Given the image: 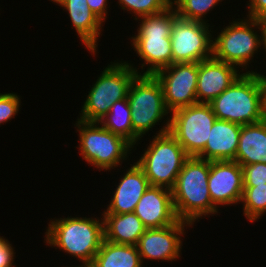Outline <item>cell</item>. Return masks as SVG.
<instances>
[{"label": "cell", "instance_id": "277c9868", "mask_svg": "<svg viewBox=\"0 0 266 267\" xmlns=\"http://www.w3.org/2000/svg\"><path fill=\"white\" fill-rule=\"evenodd\" d=\"M175 8L171 5L165 11L154 15L138 18L141 24L137 34L131 37L132 48L139 59L142 70L141 75H154L159 70L172 65L171 28L177 18Z\"/></svg>", "mask_w": 266, "mask_h": 267}, {"label": "cell", "instance_id": "9c48e42d", "mask_svg": "<svg viewBox=\"0 0 266 267\" xmlns=\"http://www.w3.org/2000/svg\"><path fill=\"white\" fill-rule=\"evenodd\" d=\"M127 99L132 112L134 147L144 134L171 113L166 108L162 86L154 75H137L129 87Z\"/></svg>", "mask_w": 266, "mask_h": 267}, {"label": "cell", "instance_id": "8992f818", "mask_svg": "<svg viewBox=\"0 0 266 267\" xmlns=\"http://www.w3.org/2000/svg\"><path fill=\"white\" fill-rule=\"evenodd\" d=\"M232 21L217 34V37L214 38L213 35L212 57L238 68L243 67L247 71L254 54L261 48L265 49L263 22L248 17Z\"/></svg>", "mask_w": 266, "mask_h": 267}, {"label": "cell", "instance_id": "44dd1931", "mask_svg": "<svg viewBox=\"0 0 266 267\" xmlns=\"http://www.w3.org/2000/svg\"><path fill=\"white\" fill-rule=\"evenodd\" d=\"M235 162L241 166L266 163V118L241 126Z\"/></svg>", "mask_w": 266, "mask_h": 267}, {"label": "cell", "instance_id": "3957f363", "mask_svg": "<svg viewBox=\"0 0 266 267\" xmlns=\"http://www.w3.org/2000/svg\"><path fill=\"white\" fill-rule=\"evenodd\" d=\"M45 236L48 246L78 258L82 265L92 264L104 241L103 218H51Z\"/></svg>", "mask_w": 266, "mask_h": 267}, {"label": "cell", "instance_id": "83f0119b", "mask_svg": "<svg viewBox=\"0 0 266 267\" xmlns=\"http://www.w3.org/2000/svg\"><path fill=\"white\" fill-rule=\"evenodd\" d=\"M243 181L244 187H255L257 185H265L266 183V163H254L244 165Z\"/></svg>", "mask_w": 266, "mask_h": 267}, {"label": "cell", "instance_id": "5b68a950", "mask_svg": "<svg viewBox=\"0 0 266 267\" xmlns=\"http://www.w3.org/2000/svg\"><path fill=\"white\" fill-rule=\"evenodd\" d=\"M169 117V118H168ZM150 141L136 162L144 171L150 185L172 189L184 162L189 158L183 147L169 132L170 116Z\"/></svg>", "mask_w": 266, "mask_h": 267}, {"label": "cell", "instance_id": "ffe728a7", "mask_svg": "<svg viewBox=\"0 0 266 267\" xmlns=\"http://www.w3.org/2000/svg\"><path fill=\"white\" fill-rule=\"evenodd\" d=\"M104 239L115 243L136 246L147 229L141 219L133 213H102Z\"/></svg>", "mask_w": 266, "mask_h": 267}, {"label": "cell", "instance_id": "9a60e30c", "mask_svg": "<svg viewBox=\"0 0 266 267\" xmlns=\"http://www.w3.org/2000/svg\"><path fill=\"white\" fill-rule=\"evenodd\" d=\"M235 65L209 58L198 63L197 103H211L242 73Z\"/></svg>", "mask_w": 266, "mask_h": 267}, {"label": "cell", "instance_id": "4fadbf2b", "mask_svg": "<svg viewBox=\"0 0 266 267\" xmlns=\"http://www.w3.org/2000/svg\"><path fill=\"white\" fill-rule=\"evenodd\" d=\"M191 226L185 221L178 220L175 224L163 228L146 229L136 245L142 263L145 259L165 262L177 260L182 253L181 237L186 233L184 228L187 230V227Z\"/></svg>", "mask_w": 266, "mask_h": 267}, {"label": "cell", "instance_id": "d6a6232c", "mask_svg": "<svg viewBox=\"0 0 266 267\" xmlns=\"http://www.w3.org/2000/svg\"><path fill=\"white\" fill-rule=\"evenodd\" d=\"M50 1V0H49ZM65 0H51V2L58 4L59 6L64 2Z\"/></svg>", "mask_w": 266, "mask_h": 267}, {"label": "cell", "instance_id": "4dcf8cb0", "mask_svg": "<svg viewBox=\"0 0 266 267\" xmlns=\"http://www.w3.org/2000/svg\"><path fill=\"white\" fill-rule=\"evenodd\" d=\"M91 11L104 23L108 14V0H86Z\"/></svg>", "mask_w": 266, "mask_h": 267}, {"label": "cell", "instance_id": "ac0fdd59", "mask_svg": "<svg viewBox=\"0 0 266 267\" xmlns=\"http://www.w3.org/2000/svg\"><path fill=\"white\" fill-rule=\"evenodd\" d=\"M240 124L216 119L204 150L197 156L203 160L234 161L241 131Z\"/></svg>", "mask_w": 266, "mask_h": 267}, {"label": "cell", "instance_id": "2e32d148", "mask_svg": "<svg viewBox=\"0 0 266 267\" xmlns=\"http://www.w3.org/2000/svg\"><path fill=\"white\" fill-rule=\"evenodd\" d=\"M134 213L147 229L163 228L179 220L171 190L160 186L150 185L137 203Z\"/></svg>", "mask_w": 266, "mask_h": 267}, {"label": "cell", "instance_id": "484cf974", "mask_svg": "<svg viewBox=\"0 0 266 267\" xmlns=\"http://www.w3.org/2000/svg\"><path fill=\"white\" fill-rule=\"evenodd\" d=\"M119 8L132 12L134 20L143 16L154 15L171 6V0H118Z\"/></svg>", "mask_w": 266, "mask_h": 267}, {"label": "cell", "instance_id": "7402d4cb", "mask_svg": "<svg viewBox=\"0 0 266 267\" xmlns=\"http://www.w3.org/2000/svg\"><path fill=\"white\" fill-rule=\"evenodd\" d=\"M134 245L115 244L104 239L91 265L93 267H142Z\"/></svg>", "mask_w": 266, "mask_h": 267}, {"label": "cell", "instance_id": "f546056e", "mask_svg": "<svg viewBox=\"0 0 266 267\" xmlns=\"http://www.w3.org/2000/svg\"><path fill=\"white\" fill-rule=\"evenodd\" d=\"M246 15L248 18L263 21L266 19V0H249Z\"/></svg>", "mask_w": 266, "mask_h": 267}, {"label": "cell", "instance_id": "8fae6325", "mask_svg": "<svg viewBox=\"0 0 266 267\" xmlns=\"http://www.w3.org/2000/svg\"><path fill=\"white\" fill-rule=\"evenodd\" d=\"M208 24L179 17L174 20L170 35L172 64L199 63L212 58L213 37L211 34L213 31L211 27L213 26Z\"/></svg>", "mask_w": 266, "mask_h": 267}, {"label": "cell", "instance_id": "7c38bea8", "mask_svg": "<svg viewBox=\"0 0 266 267\" xmlns=\"http://www.w3.org/2000/svg\"><path fill=\"white\" fill-rule=\"evenodd\" d=\"M170 113L197 103L198 62L174 63L154 74Z\"/></svg>", "mask_w": 266, "mask_h": 267}, {"label": "cell", "instance_id": "d4e9b609", "mask_svg": "<svg viewBox=\"0 0 266 267\" xmlns=\"http://www.w3.org/2000/svg\"><path fill=\"white\" fill-rule=\"evenodd\" d=\"M241 203L243 204V215L254 222L261 219L266 213V183L255 187H244Z\"/></svg>", "mask_w": 266, "mask_h": 267}, {"label": "cell", "instance_id": "5bb4252c", "mask_svg": "<svg viewBox=\"0 0 266 267\" xmlns=\"http://www.w3.org/2000/svg\"><path fill=\"white\" fill-rule=\"evenodd\" d=\"M208 188L217 208L240 204L244 190L242 166L235 161H211Z\"/></svg>", "mask_w": 266, "mask_h": 267}, {"label": "cell", "instance_id": "6da1fadb", "mask_svg": "<svg viewBox=\"0 0 266 267\" xmlns=\"http://www.w3.org/2000/svg\"><path fill=\"white\" fill-rule=\"evenodd\" d=\"M209 104L220 120L240 125L262 121L266 118V86L263 74L253 69L242 73Z\"/></svg>", "mask_w": 266, "mask_h": 267}, {"label": "cell", "instance_id": "603a6c76", "mask_svg": "<svg viewBox=\"0 0 266 267\" xmlns=\"http://www.w3.org/2000/svg\"><path fill=\"white\" fill-rule=\"evenodd\" d=\"M128 99L115 102L99 123L113 134L123 137L133 146V125Z\"/></svg>", "mask_w": 266, "mask_h": 267}, {"label": "cell", "instance_id": "4316f807", "mask_svg": "<svg viewBox=\"0 0 266 267\" xmlns=\"http://www.w3.org/2000/svg\"><path fill=\"white\" fill-rule=\"evenodd\" d=\"M21 97L16 93H0V125L15 118L21 105Z\"/></svg>", "mask_w": 266, "mask_h": 267}, {"label": "cell", "instance_id": "e0dca14e", "mask_svg": "<svg viewBox=\"0 0 266 267\" xmlns=\"http://www.w3.org/2000/svg\"><path fill=\"white\" fill-rule=\"evenodd\" d=\"M127 169L114 190L107 210L104 209L103 213H133L140 198L150 187L143 169L136 162Z\"/></svg>", "mask_w": 266, "mask_h": 267}, {"label": "cell", "instance_id": "f1b7e54d", "mask_svg": "<svg viewBox=\"0 0 266 267\" xmlns=\"http://www.w3.org/2000/svg\"><path fill=\"white\" fill-rule=\"evenodd\" d=\"M14 247L9 240L0 236V267H15L14 262L15 253ZM14 264V265H13Z\"/></svg>", "mask_w": 266, "mask_h": 267}, {"label": "cell", "instance_id": "d6986e66", "mask_svg": "<svg viewBox=\"0 0 266 267\" xmlns=\"http://www.w3.org/2000/svg\"><path fill=\"white\" fill-rule=\"evenodd\" d=\"M60 7L68 12L72 27L83 45L96 55L98 38L104 23L91 11L86 0H65Z\"/></svg>", "mask_w": 266, "mask_h": 267}, {"label": "cell", "instance_id": "836d02e7", "mask_svg": "<svg viewBox=\"0 0 266 267\" xmlns=\"http://www.w3.org/2000/svg\"><path fill=\"white\" fill-rule=\"evenodd\" d=\"M72 267V266H71ZM74 267V266H73ZM75 267H93V265H91V264H87V265H79V266H75Z\"/></svg>", "mask_w": 266, "mask_h": 267}, {"label": "cell", "instance_id": "ba28073f", "mask_svg": "<svg viewBox=\"0 0 266 267\" xmlns=\"http://www.w3.org/2000/svg\"><path fill=\"white\" fill-rule=\"evenodd\" d=\"M75 128L79 132L80 156L98 170L110 171L127 161L134 148L123 137L105 129L99 122L77 119Z\"/></svg>", "mask_w": 266, "mask_h": 267}, {"label": "cell", "instance_id": "1f68e13d", "mask_svg": "<svg viewBox=\"0 0 266 267\" xmlns=\"http://www.w3.org/2000/svg\"><path fill=\"white\" fill-rule=\"evenodd\" d=\"M263 26H264V31H265V51L264 52H266V19H264L263 21ZM265 55H266V53H265Z\"/></svg>", "mask_w": 266, "mask_h": 267}, {"label": "cell", "instance_id": "7a4b0ae2", "mask_svg": "<svg viewBox=\"0 0 266 267\" xmlns=\"http://www.w3.org/2000/svg\"><path fill=\"white\" fill-rule=\"evenodd\" d=\"M210 161L189 157L171 189L173 206L179 220L193 226L198 219L212 216L219 209L212 203L208 188Z\"/></svg>", "mask_w": 266, "mask_h": 267}, {"label": "cell", "instance_id": "e575fe53", "mask_svg": "<svg viewBox=\"0 0 266 267\" xmlns=\"http://www.w3.org/2000/svg\"><path fill=\"white\" fill-rule=\"evenodd\" d=\"M263 78H264V81H265V86H266V76H265V75H263Z\"/></svg>", "mask_w": 266, "mask_h": 267}, {"label": "cell", "instance_id": "30bf717a", "mask_svg": "<svg viewBox=\"0 0 266 267\" xmlns=\"http://www.w3.org/2000/svg\"><path fill=\"white\" fill-rule=\"evenodd\" d=\"M216 119L210 104L196 103L171 113L169 132L189 157H197L204 150Z\"/></svg>", "mask_w": 266, "mask_h": 267}, {"label": "cell", "instance_id": "cb8c5ba5", "mask_svg": "<svg viewBox=\"0 0 266 267\" xmlns=\"http://www.w3.org/2000/svg\"><path fill=\"white\" fill-rule=\"evenodd\" d=\"M223 0H171V5L175 8L177 16L184 20L205 21L206 14L212 11L218 3Z\"/></svg>", "mask_w": 266, "mask_h": 267}, {"label": "cell", "instance_id": "52a82bcc", "mask_svg": "<svg viewBox=\"0 0 266 267\" xmlns=\"http://www.w3.org/2000/svg\"><path fill=\"white\" fill-rule=\"evenodd\" d=\"M134 66L122 60L108 64L86 95L78 119L99 122L115 102L127 98L132 81L143 72Z\"/></svg>", "mask_w": 266, "mask_h": 267}]
</instances>
